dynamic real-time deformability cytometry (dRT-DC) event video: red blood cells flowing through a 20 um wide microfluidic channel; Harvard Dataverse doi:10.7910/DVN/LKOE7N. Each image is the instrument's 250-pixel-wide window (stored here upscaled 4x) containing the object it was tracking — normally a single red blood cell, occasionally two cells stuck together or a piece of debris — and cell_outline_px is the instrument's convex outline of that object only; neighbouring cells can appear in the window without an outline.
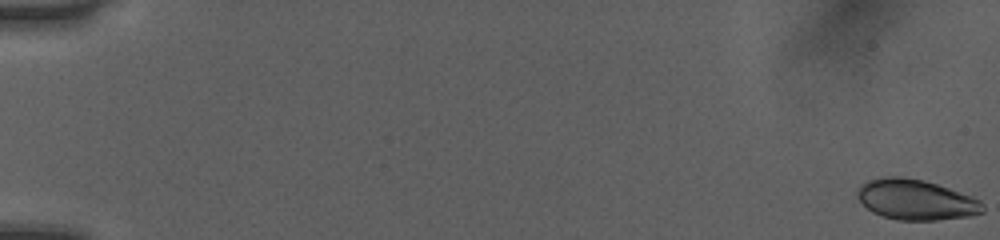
{"species": "human", "species_latin": "Homo sapiens", "temperature_condition": "room temperature", "stored_images_in_passage": 52, "camera_frame_rate_fps": 3000, "um_per_image_px": 0.085, "donor": {"sex": "female"}, "frame": {"image": 1, "passage_image": 1, "time_ms": 0.0, "image_size_px": [1000, 240], "cell_outline_px": [[984, 212], [968, 216], [936, 220], [896, 220], [872, 212], [856, 196], [856, 188], [860, 184], [868, 180], [884, 176], [900, 176], [924, 180], [972, 196], [980, 200], [984, 204]], "centroid_in_image_um": [77.83, 16.96], "position_along_channel_um": 7.2, "area_um2": 29.59}}
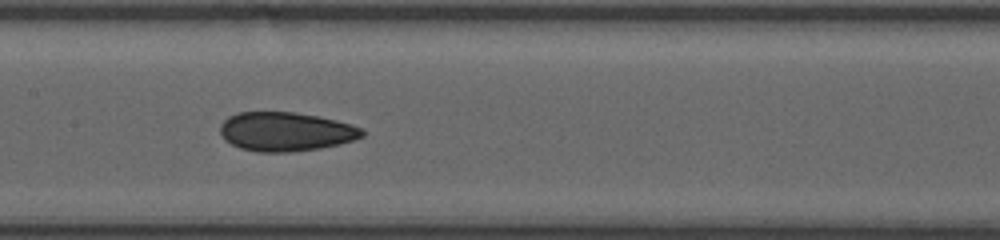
{"frame": {"image": 2, "passage_image": 28, "time_ms": 9.0, "image_size_px": [1000, 240], "cell_outline_px": [[364, 136], [340, 144], [320, 148], [292, 152], [256, 152], [240, 148], [224, 140], [220, 132], [220, 124], [228, 116], [236, 112], [296, 112], [320, 116], [352, 124], [360, 128], [364, 132]], "centroid_in_image_um": [24.27, 11.18], "position_along_channel_um": 183.1, "area_um2": 32.54}}
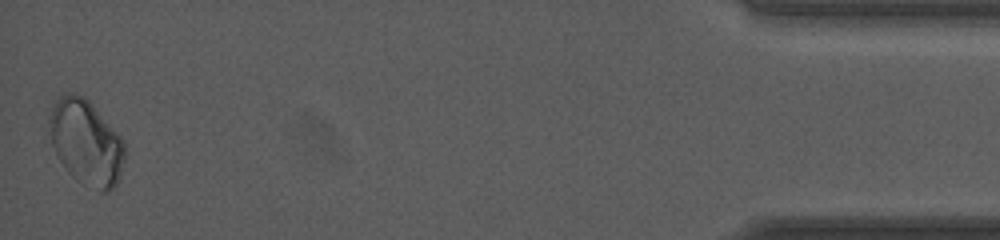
{"frame": {"image": 3, "passage_image": 52, "time_ms": 17.0, "image_size_px": [1000, 240], "cell_outline_px": [[124, 160], [120, 176], [116, 184], [108, 192], [104, 192], [76, 180], [68, 172], [56, 156], [52, 144], [48, 124], [48, 116], [52, 104], [64, 92], [76, 92], [84, 96], [92, 104], [124, 140]], "centroid_in_image_um": [7.29, 12.07], "position_along_channel_um": 427.9, "area_um2": 37.63}, "authors_computed_cell_mechanics": {"area_um2": 31.9634, "velocity_mm_per_s": 4.0595, "shape_relaxation_time_tau1_ms": 1.8993, "shape_relaxation_time_tau2_ms": null, "deformation_change_tau1": 0.0574, "deformation_change_tau2": null}}